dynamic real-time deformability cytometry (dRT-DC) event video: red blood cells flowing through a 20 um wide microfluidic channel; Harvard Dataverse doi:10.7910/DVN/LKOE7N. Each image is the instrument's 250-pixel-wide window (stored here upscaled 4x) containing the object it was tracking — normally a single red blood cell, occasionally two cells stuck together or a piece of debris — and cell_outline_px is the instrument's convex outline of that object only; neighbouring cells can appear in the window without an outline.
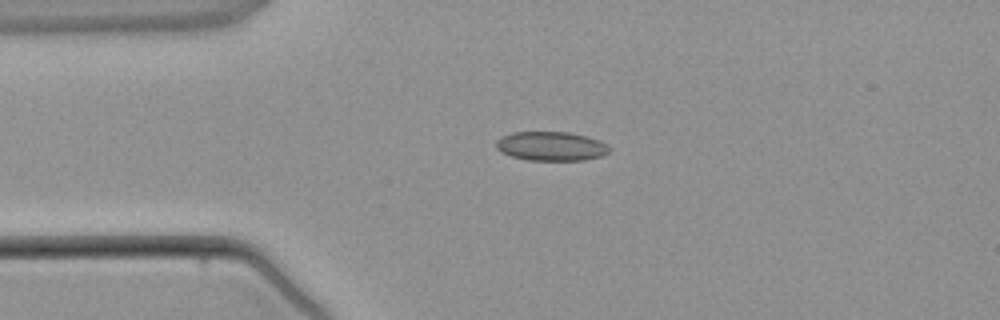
{"species": "common noctule bat (a hibernating species)", "species_latin": "Nyctalus noctula", "temperature_condition": "warm", "stored_images_in_passage": 3, "camera_frame_rate_fps": 3000, "um_per_image_px": 0.085, "animal": {"sex": "male", "body_mass_g": 21.5, "forearm_length_mm": 52.0}, "frame": {"image": 1, "passage_image": 2, "time_ms": 2.0, "image_size_px": [1000, 320], "cell_outline_px": [[612, 148], [608, 152], [600, 156], [584, 160], [528, 160], [512, 156], [500, 152], [496, 148], [496, 140], [500, 136], [512, 132], [568, 132], [600, 140]], "centroid_in_image_um": [46.82, 12.42], "position_along_channel_um": 38.2, "area_um2": 19.25}}
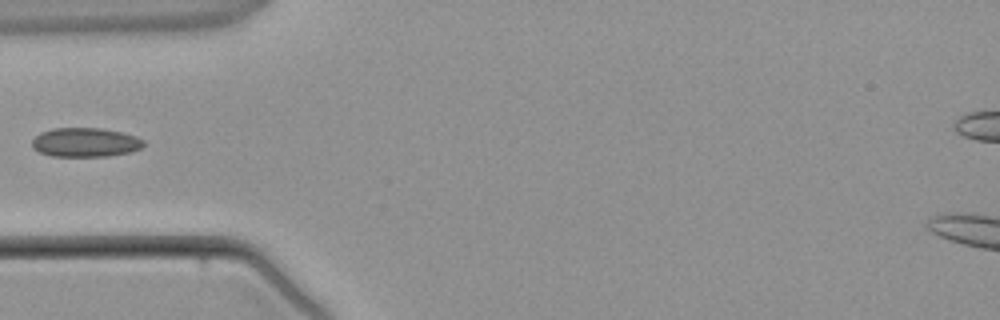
{"frame": {"image": 2, "passage_image": 3, "time_ms": 3.333, "image_size_px": [1000, 320], "cell_outline_px": [[144, 144], [140, 148], [132, 152], [108, 156], [52, 156], [40, 152], [32, 148], [32, 140], [40, 132], [52, 128], [100, 128], [120, 132], [136, 136], [144, 140]], "centroid_in_image_um": [7.24, 12.1], "position_along_channel_um": 77.8, "area_um2": 18.96}}